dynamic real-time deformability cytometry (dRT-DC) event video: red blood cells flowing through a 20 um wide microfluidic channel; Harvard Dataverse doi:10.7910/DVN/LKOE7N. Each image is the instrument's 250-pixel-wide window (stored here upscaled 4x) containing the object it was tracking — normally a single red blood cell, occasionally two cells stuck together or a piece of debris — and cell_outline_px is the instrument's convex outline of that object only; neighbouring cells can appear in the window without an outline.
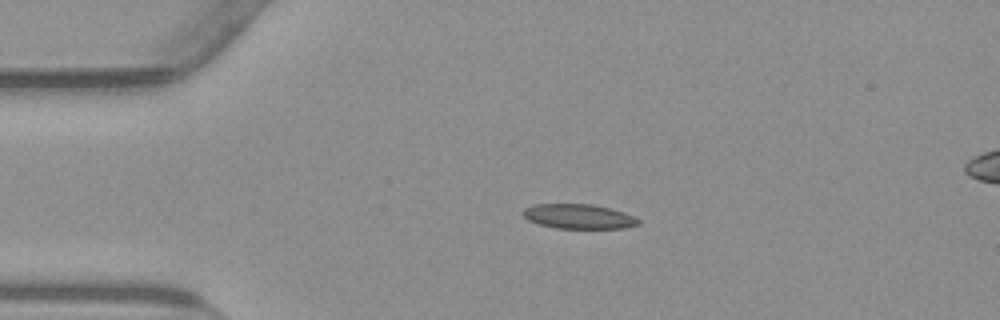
{"species": "common noctule bat (a hibernating species)", "species_latin": "Nyctalus noctula", "temperature_condition": "warm", "stored_images_in_passage": 43, "camera_frame_rate_fps": 3000, "um_per_image_px": 0.085, "animal": {"sex": "male", "body_mass_g": 23.1, "forearm_length_mm": 52.7}, "frame": {"image": 1, "passage_image": 1, "time_ms": 0.0, "image_size_px": [1000, 320], "cell_outline_px": [[640, 224], [624, 228], [556, 228], [540, 224], [528, 220], [520, 212], [524, 208], [536, 204], [592, 204], [608, 208], [632, 216], [640, 220]], "centroid_in_image_um": [49.14, 18.4], "position_along_channel_um": 35.9, "area_um2": 16.36}}
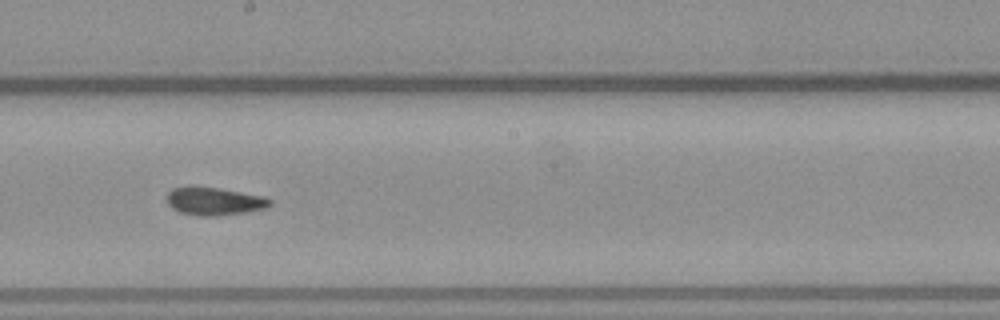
{"frame": {"image": 2, "passage_image": 19, "time_ms": 6.0, "image_size_px": [1000, 320], "cell_outline_px": [[272, 204], [264, 208], [244, 212], [216, 216], [200, 216], [180, 212], [172, 208], [168, 204], [168, 192], [172, 188], [216, 188], [260, 196], [272, 200]], "centroid_in_image_um": [18.2, 17.13], "position_along_channel_um": 230.0, "area_um2": 16.07}}
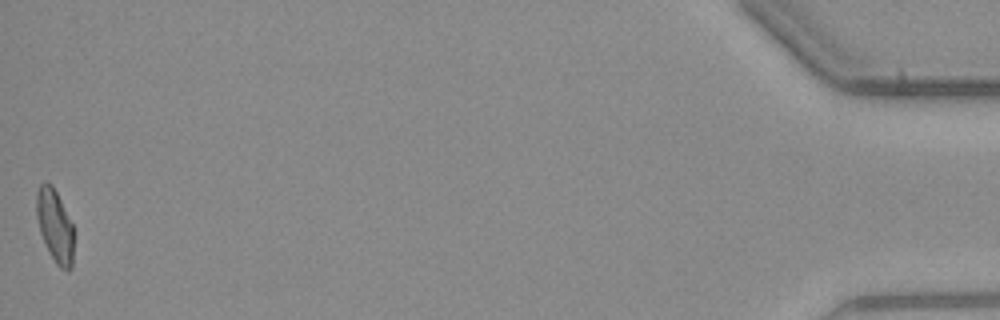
{"frame": {"image": 3, "passage_image": 43, "time_ms": 14.0, "image_size_px": [1000, 320], "cell_outline_px": [[72, 268], [68, 272], [60, 268], [56, 264], [40, 232], [36, 216], [36, 192], [40, 184], [52, 184], [72, 224]], "centroid_in_image_um": [4.65, 19.2], "position_along_channel_um": 430.6, "area_um2": 15.37}, "authors_computed_cell_mechanics": {"area_um2": 16.2418, "velocity_mm_per_s": 3.8322, "shape_relaxation_time_tau1_ms": null, "shape_relaxation_time_tau2_ms": 2.539, "deformation_change_tau1": null, "deformation_change_tau2": 0.0892}}